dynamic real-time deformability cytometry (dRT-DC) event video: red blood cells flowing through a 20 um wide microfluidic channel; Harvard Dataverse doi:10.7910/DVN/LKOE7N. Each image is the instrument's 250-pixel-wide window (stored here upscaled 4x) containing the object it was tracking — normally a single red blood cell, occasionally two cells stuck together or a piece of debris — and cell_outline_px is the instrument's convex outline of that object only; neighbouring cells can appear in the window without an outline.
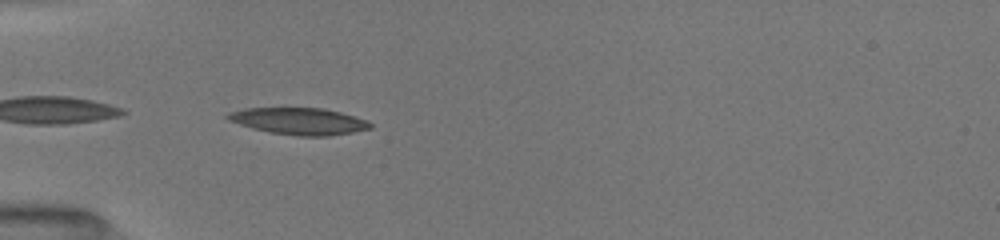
{"species": "common noctule bat (a hibernating species)", "species_latin": "Nyctalus noctula", "temperature_condition": "room temperature", "stored_images_in_passage": 20, "camera_frame_rate_fps": 3000, "um_per_image_px": 0.085, "animal": {"sex": "female", "body_mass_g": 19.5, "forearm_length_mm": 54.1}, "frame": {"image": 1, "passage_image": 2, "time_ms": 0.333, "image_size_px": [1000, 240], "cell_outline_px": [[372, 128], [352, 132], [328, 136], [296, 136], [268, 132], [252, 128], [228, 120], [224, 116], [228, 112], [244, 108], [324, 108], [356, 116], [368, 120], [372, 124]], "centroid_in_image_um": [25.42, 10.3], "position_along_channel_um": 59.6, "area_um2": 22.43}}
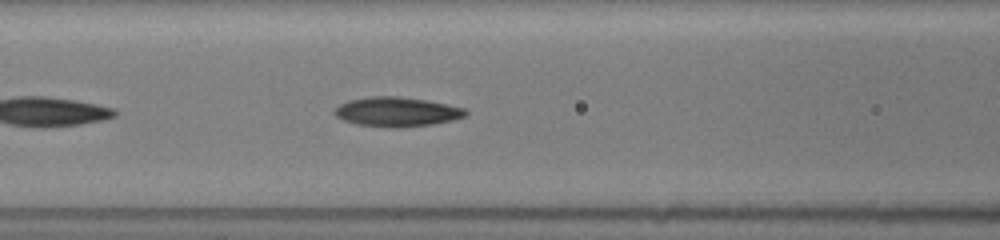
{"frame": {"image": 2, "passage_image": 8, "time_ms": 2.333, "image_size_px": [1000, 240], "cell_outline_px": [[468, 112], [464, 116], [452, 120], [432, 124], [400, 128], [388, 128], [356, 124], [344, 120], [336, 116], [332, 112], [340, 104], [348, 100], [372, 96], [400, 96], [448, 104], [464, 108]], "centroid_in_image_um": [33.71, 9.51], "position_along_channel_um": 132.9, "area_um2": 22.54}}
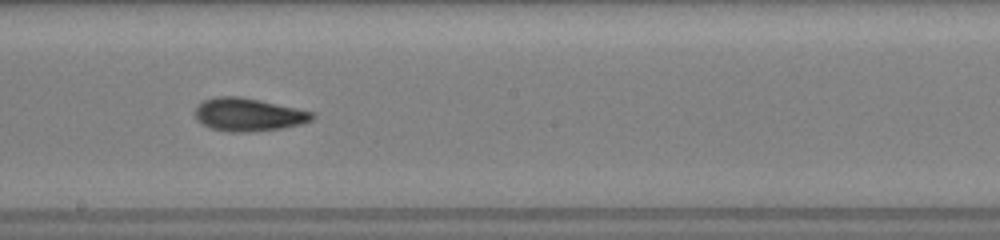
{"frame": {"image": 3, "passage_image": 15, "time_ms": 4.667, "image_size_px": [1000, 240], "cell_outline_px": [[316, 116], [312, 120], [300, 124], [280, 128], [244, 132], [228, 132], [212, 128], [196, 120], [196, 108], [204, 100], [216, 96], [240, 96], [260, 100], [296, 108], [312, 112]], "centroid_in_image_um": [21.11, 9.73], "position_along_channel_um": 227.1, "area_um2": 22.25}}